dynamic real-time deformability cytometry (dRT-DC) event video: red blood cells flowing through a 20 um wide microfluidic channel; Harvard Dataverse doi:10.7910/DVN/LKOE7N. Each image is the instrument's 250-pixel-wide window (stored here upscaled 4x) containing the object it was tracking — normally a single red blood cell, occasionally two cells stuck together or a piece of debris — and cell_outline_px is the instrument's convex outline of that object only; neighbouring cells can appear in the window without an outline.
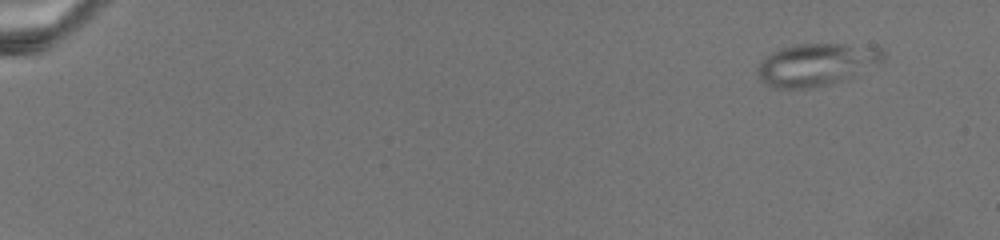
{"species": "common noctule bat (a hibernating species)", "species_latin": "Nyctalus noctula", "temperature_condition": "warm", "stored_images_in_passage": 9, "camera_frame_rate_fps": 3000, "um_per_image_px": 0.085, "animal": {"sex": "female", "body_mass_g": 19.5, "forearm_length_mm": 54.1}, "frame": {"image": 1, "passage_image": 1, "time_ms": 0.0, "image_size_px": [1000, 240], "cell_outline_px": [[888, 56], [884, 64], [852, 76], [828, 84], [808, 88], [772, 88], [760, 80], [756, 72], [756, 68], [772, 52], [780, 48], [796, 44], [844, 44], [884, 48], [888, 52]], "centroid_in_image_um": [69.49, 5.47], "position_along_channel_um": 15.5, "area_um2": 31.44}}